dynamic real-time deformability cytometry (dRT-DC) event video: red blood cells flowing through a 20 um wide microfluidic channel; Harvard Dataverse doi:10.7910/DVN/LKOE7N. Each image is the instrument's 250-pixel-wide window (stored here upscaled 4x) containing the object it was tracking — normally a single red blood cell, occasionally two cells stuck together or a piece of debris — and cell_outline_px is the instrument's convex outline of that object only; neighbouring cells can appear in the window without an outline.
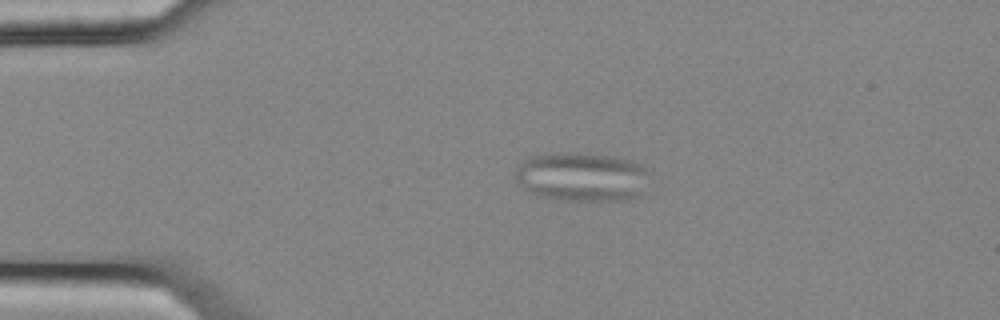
{"species": "common noctule bat (a hibernating species)", "species_latin": "Nyctalus noctula", "temperature_condition": "cold", "stored_images_in_passage": 12, "camera_frame_rate_fps": 3000, "um_per_image_px": 0.085, "animal": {"sex": "female", "body_mass_g": 25.1}, "frame": {"image": 1, "passage_image": 2, "time_ms": 0.333, "image_size_px": [1000, 320], "cell_outline_px": [[648, 168], [640, 196], [624, 200], [560, 200], [536, 196], [524, 188], [516, 176], [516, 168], [524, 160], [532, 156], [564, 152], [612, 156], [632, 160]], "centroid_in_image_um": [49.45, 15.03], "position_along_channel_um": 35.6, "area_um2": 37.97}}
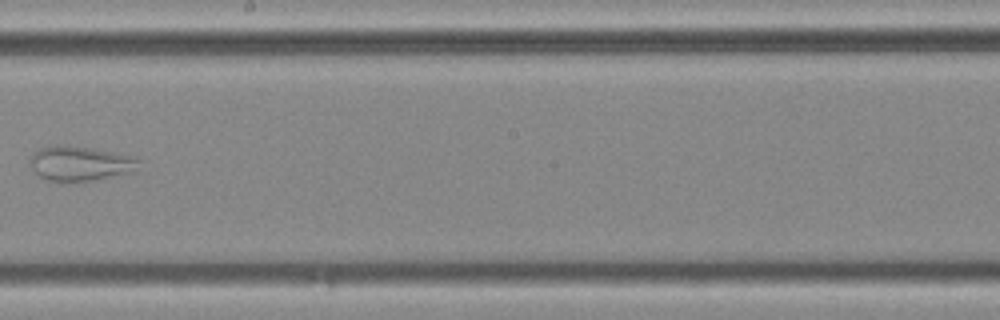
{"frame": {"image": 2, "passage_image": 7, "time_ms": 2.0, "image_size_px": [1000, 320], "cell_outline_px": [[140, 160], [132, 172], [92, 180], [48, 180], [40, 176], [32, 168], [28, 160], [32, 152], [40, 148], [88, 148], [112, 152], [132, 156]], "centroid_in_image_um": [6.8, 13.92], "position_along_channel_um": 241.4, "area_um2": 20.75}}
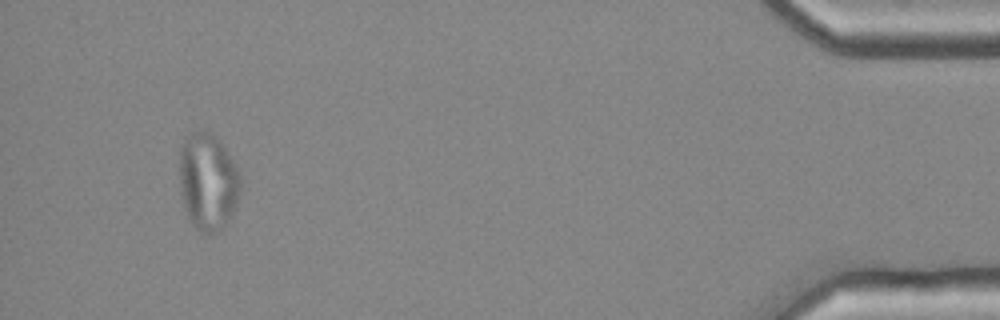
{"frame": {"image": 3, "passage_image": 12, "time_ms": 3.667, "image_size_px": [1000, 320], "cell_outline_px": [[240, 188], [232, 212], [228, 220], [216, 232], [200, 232], [192, 224], [184, 208], [180, 192], [180, 148], [188, 132], [204, 128], [212, 132], [236, 164], [240, 172]], "centroid_in_image_um": [17.64, 15.37], "position_along_channel_um": 417.6, "area_um2": 34.51}}